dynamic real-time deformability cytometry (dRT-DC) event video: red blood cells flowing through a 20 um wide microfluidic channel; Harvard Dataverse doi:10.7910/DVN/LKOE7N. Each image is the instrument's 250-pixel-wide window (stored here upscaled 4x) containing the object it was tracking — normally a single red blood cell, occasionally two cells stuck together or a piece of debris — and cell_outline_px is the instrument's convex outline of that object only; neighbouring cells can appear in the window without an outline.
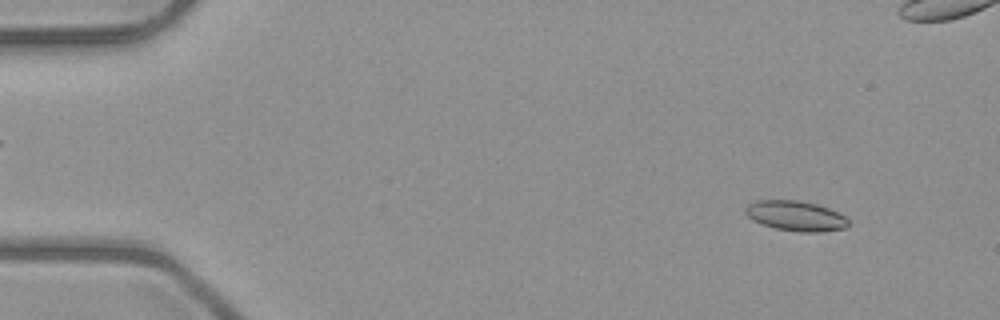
{"species": "common noctule bat (a hibernating species)", "species_latin": "Nyctalus noctula", "temperature_condition": "room temperature", "stored_images_in_passage": 53, "camera_frame_rate_fps": 3000, "um_per_image_px": 0.085, "animal": {"sex": "male", "body_mass_g": 23.1, "forearm_length_mm": 52.7}, "frame": {"image": 1, "passage_image": 5, "time_ms": 1.333, "image_size_px": [1000, 320], "cell_outline_px": [[848, 228], [816, 232], [800, 232], [776, 228], [760, 224], [752, 220], [744, 212], [744, 208], [748, 204], [756, 200], [800, 200], [816, 204], [828, 208], [844, 216], [848, 220]], "centroid_in_image_um": [67.6, 18.35], "position_along_channel_um": 17.4, "area_um2": 18.09}}
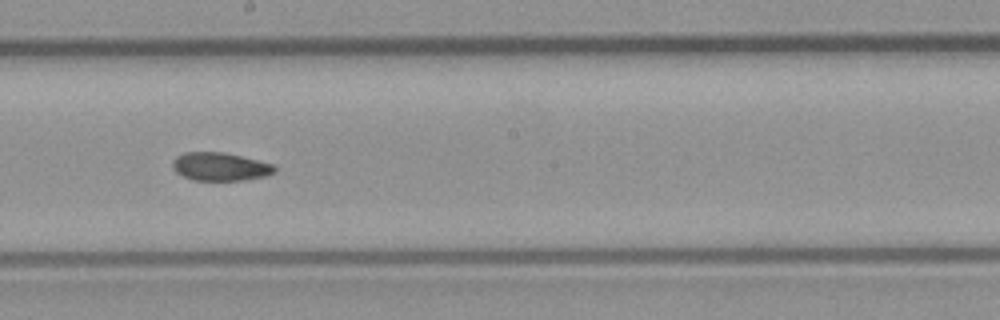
{"frame": {"image": 2, "passage_image": 29, "time_ms": 9.333, "image_size_px": [1000, 320], "cell_outline_px": [[276, 172], [264, 176], [244, 180], [192, 180], [176, 172], [172, 168], [172, 160], [176, 156], [184, 152], [220, 152], [240, 156], [272, 164], [276, 168]], "centroid_in_image_um": [18.67, 14.16], "position_along_channel_um": 229.5, "area_um2": 16.65}}
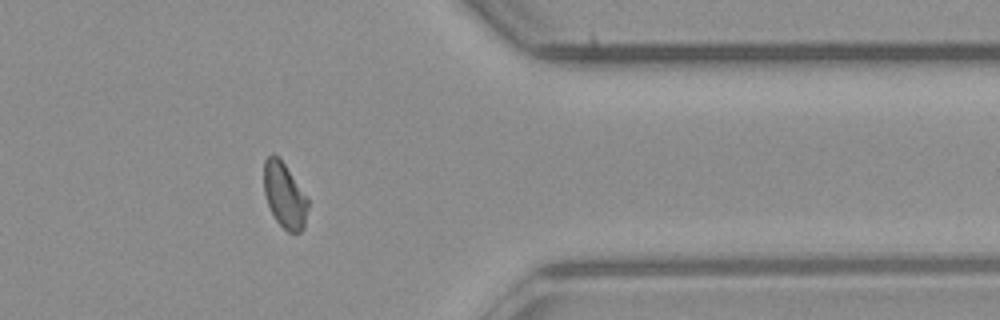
{"frame": {"image": 3, "passage_image": 42, "time_ms": 13.667, "image_size_px": [1000, 320], "cell_outline_px": [[308, 208], [304, 228], [300, 232], [288, 232], [276, 220], [268, 204], [264, 192], [264, 160], [272, 152], [284, 164], [308, 196]], "centroid_in_image_um": [24.2, 16.6], "position_along_channel_um": 387.2, "area_um2": 16.7}, "authors_computed_cell_mechanics": {"area_um2": 17.3978, "velocity_mm_per_s": 4.008, "shape_relaxation_time_tau1_ms": null, "shape_relaxation_time_tau2_ms": 3.6516, "deformation_change_tau1": null, "deformation_change_tau2": 0.0808}}